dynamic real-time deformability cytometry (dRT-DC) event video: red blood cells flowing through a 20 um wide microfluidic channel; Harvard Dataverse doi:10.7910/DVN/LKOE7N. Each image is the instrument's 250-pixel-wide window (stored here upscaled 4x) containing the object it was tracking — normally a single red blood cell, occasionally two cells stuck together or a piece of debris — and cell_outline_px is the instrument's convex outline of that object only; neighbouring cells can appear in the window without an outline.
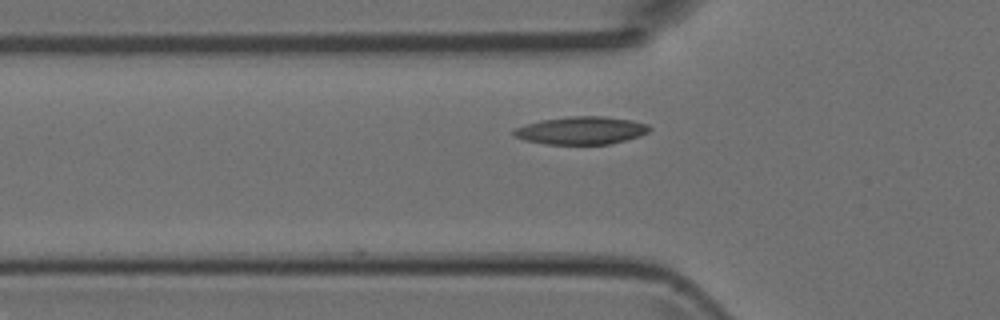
{"species": "Egyptian fruit bat (a non-hibernating species)", "species_latin": "Rousettus aegyptiacus", "temperature_condition": "room temperature", "stored_images_in_passage": 4, "camera_frame_rate_fps": 3000, "um_per_image_px": 0.085, "animal": {"sex": "female"}, "frame": {"image": 1, "passage_image": 3, "time_ms": 2.333, "image_size_px": [1000, 320], "cell_outline_px": [[652, 128], [648, 132], [640, 136], [608, 144], [544, 144], [528, 140], [516, 136], [512, 132], [516, 128], [540, 120], [568, 116], [604, 116], [632, 120], [648, 124]], "centroid_in_image_um": [49.46, 11.08], "position_along_channel_um": 76.3, "area_um2": 21.79}}